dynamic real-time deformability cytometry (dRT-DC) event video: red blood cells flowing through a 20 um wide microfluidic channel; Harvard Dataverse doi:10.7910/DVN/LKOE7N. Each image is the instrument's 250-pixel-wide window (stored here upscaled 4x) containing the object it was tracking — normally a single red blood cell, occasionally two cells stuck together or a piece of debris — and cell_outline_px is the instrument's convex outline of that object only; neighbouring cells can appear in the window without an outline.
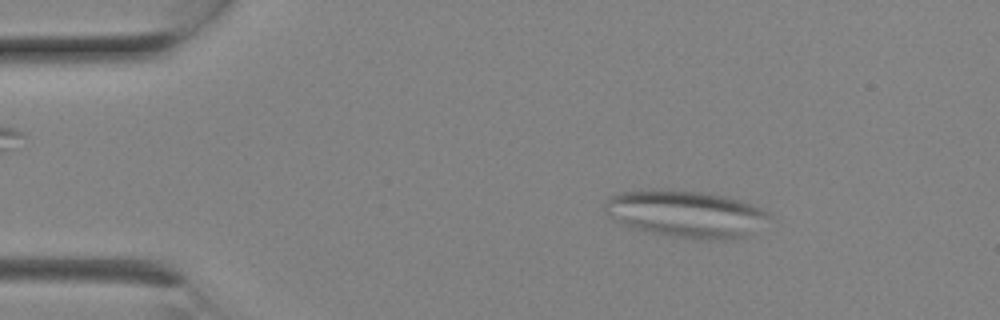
{"species": "Egyptian fruit bat (a non-hibernating species)", "species_latin": "Rousettus aegyptiacus", "temperature_condition": "room temperature", "stored_images_in_passage": 8, "camera_frame_rate_fps": 3000, "um_per_image_px": 0.085, "animal": {"sex": "female"}, "frame": {"image": 1, "passage_image": 4, "time_ms": 1.0, "image_size_px": [1000, 320], "cell_outline_px": [[772, 216], [744, 236], [736, 240], [708, 240], [652, 232], [636, 228], [624, 224], [608, 212], [604, 208], [604, 200], [620, 192], [652, 188], [660, 188], [704, 192], [724, 196], [740, 200], [752, 204], [768, 212]], "centroid_in_image_um": [58.32, 18.14], "position_along_channel_um": 26.7, "area_um2": 44.45}}
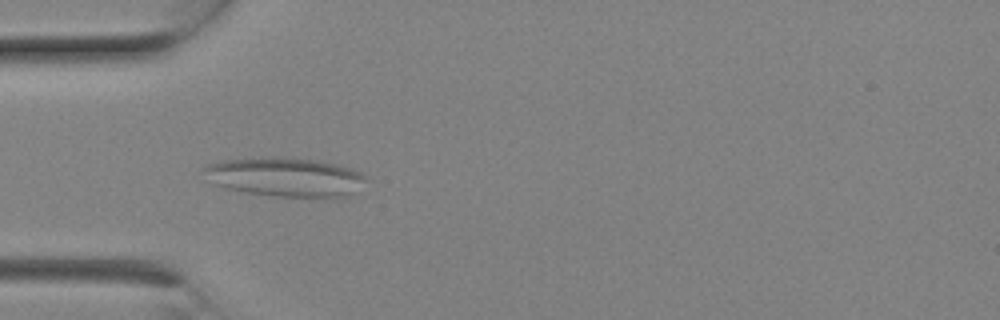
{"frame": {"image": 2, "passage_image": 7, "time_ms": 2.0, "image_size_px": [1000, 320], "cell_outline_px": [[368, 180], [348, 196], [272, 196], [240, 192], [224, 188], [212, 184], [204, 168], [208, 164], [224, 160], [280, 156], [316, 160], [336, 164], [352, 168], [360, 172]], "centroid_in_image_um": [24.23, 15.04], "position_along_channel_um": 60.8, "area_um2": 36.76}}